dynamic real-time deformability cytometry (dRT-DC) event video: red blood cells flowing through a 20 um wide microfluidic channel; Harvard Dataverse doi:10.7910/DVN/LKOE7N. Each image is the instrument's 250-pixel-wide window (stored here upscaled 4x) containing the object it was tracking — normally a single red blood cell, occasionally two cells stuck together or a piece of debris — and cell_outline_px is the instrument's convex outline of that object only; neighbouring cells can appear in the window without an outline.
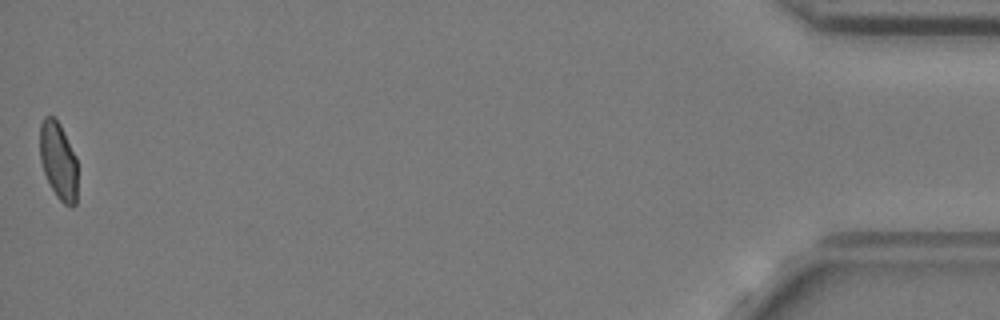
{"species": "common noctule bat (a hibernating species)", "species_latin": "Nyctalus noctula", "temperature_condition": "cold", "stored_images_in_passage": 55, "camera_frame_rate_fps": 3000, "um_per_image_px": 0.085, "animal": {"sex": "female", "body_mass_g": 24.6, "forearm_length_mm": 56.2}, "frame": {"image": 1, "passage_image": 55, "time_ms": 18.0, "image_size_px": [1000, 320], "cell_outline_px": [[76, 204], [72, 208], [64, 204], [56, 196], [44, 172], [40, 160], [40, 124], [44, 116], [52, 116], [60, 124], [76, 156]], "centroid_in_image_um": [4.96, 13.66], "position_along_channel_um": 430.2, "area_um2": 16.88}}